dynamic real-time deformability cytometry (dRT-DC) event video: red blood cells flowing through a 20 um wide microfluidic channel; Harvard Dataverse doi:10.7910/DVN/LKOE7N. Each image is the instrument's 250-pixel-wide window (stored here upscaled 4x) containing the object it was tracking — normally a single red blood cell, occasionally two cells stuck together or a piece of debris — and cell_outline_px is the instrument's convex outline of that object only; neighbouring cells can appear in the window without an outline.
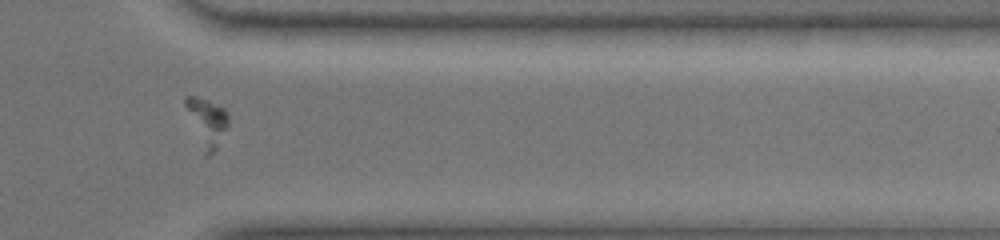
{"species": "common noctule bat (a hibernating species)", "species_latin": "Nyctalus noctula", "temperature_condition": "warm", "stored_images_in_passage": 71, "camera_frame_rate_fps": 3000, "um_per_image_px": 0.085, "animal": {"sex": "female", "body_mass_g": 19.0, "forearm_length_mm": 51.5}, "frame": {"image": 1, "passage_image": 61, "time_ms": 14.333, "image_size_px": [1000, 240], "cell_outline_px": [[228, 128], [216, 152], [212, 156], [204, 156], [184, 104], [184, 100], [188, 96], [196, 96], [208, 100], [224, 108], [228, 112]], "centroid_in_image_um": [17.62, 10.45], "position_along_channel_um": 393.8, "area_um2": 12.31}}